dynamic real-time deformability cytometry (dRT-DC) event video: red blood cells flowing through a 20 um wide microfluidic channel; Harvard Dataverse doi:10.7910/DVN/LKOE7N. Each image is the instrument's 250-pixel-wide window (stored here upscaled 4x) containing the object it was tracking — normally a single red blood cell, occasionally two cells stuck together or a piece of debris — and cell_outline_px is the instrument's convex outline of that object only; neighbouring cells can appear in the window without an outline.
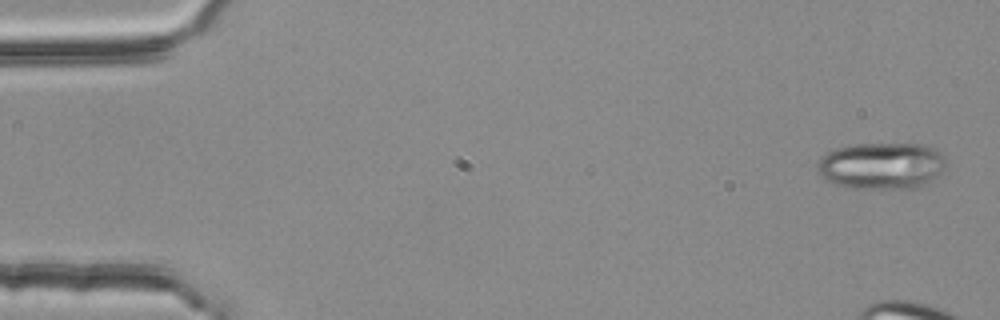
{"species": "common noctule bat (a hibernating species)", "species_latin": "Nyctalus noctula", "temperature_condition": "room temperature", "stored_images_in_passage": 4, "camera_frame_rate_fps": 3000, "um_per_image_px": 0.085, "animal": {"sex": "female", "body_mass_g": 25.1}, "frame": {"image": 1, "passage_image": 1, "time_ms": 0.0, "image_size_px": [1000, 320], "cell_outline_px": [[944, 172], [940, 176], [916, 188], [852, 188], [836, 184], [824, 180], [820, 176], [816, 168], [816, 164], [820, 156], [836, 148], [848, 144], [924, 144], [936, 148], [944, 156]], "centroid_in_image_um": [74.92, 14.08], "position_along_channel_um": 10.1, "area_um2": 35.55}}